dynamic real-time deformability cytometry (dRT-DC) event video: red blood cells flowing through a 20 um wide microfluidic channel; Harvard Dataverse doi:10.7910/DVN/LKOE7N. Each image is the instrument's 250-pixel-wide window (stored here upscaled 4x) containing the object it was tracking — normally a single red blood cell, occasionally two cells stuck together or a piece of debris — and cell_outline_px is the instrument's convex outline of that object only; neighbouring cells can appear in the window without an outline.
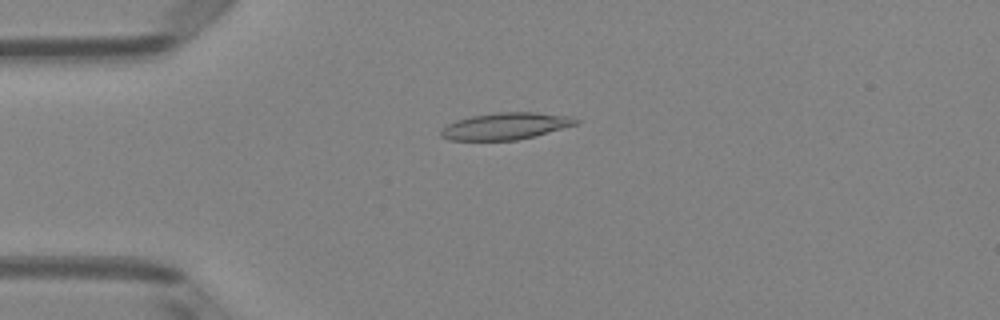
{"species": "Egyptian fruit bat (a non-hibernating species)", "species_latin": "Rousettus aegyptiacus", "temperature_condition": "room temperature", "stored_images_in_passage": 50, "camera_frame_rate_fps": 3000, "um_per_image_px": 0.085, "animal": {"sex": "female"}, "frame": {"image": 1, "passage_image": 12, "time_ms": 3.667, "image_size_px": [1000, 320], "cell_outline_px": [[580, 120], [576, 124], [536, 136], [516, 140], [448, 140], [440, 136], [440, 128], [456, 120], [472, 116], [496, 112], [536, 112], [572, 116]], "centroid_in_image_um": [42.96, 10.71], "position_along_channel_um": 42.0, "area_um2": 21.21}}
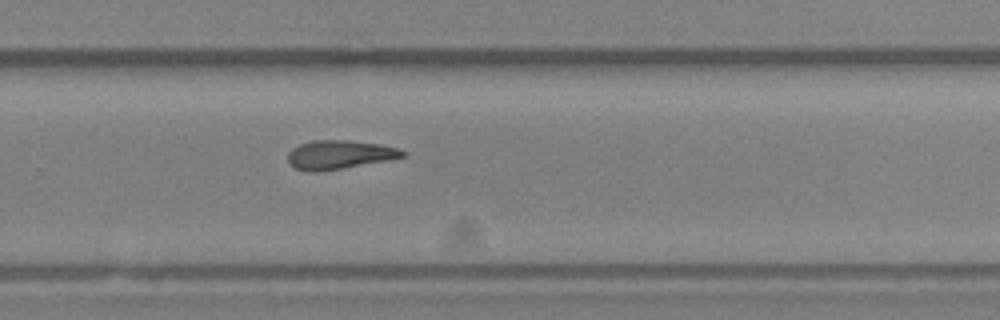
{"frame": {"image": 2, "passage_image": 33, "time_ms": 10.667, "image_size_px": [1000, 320], "cell_outline_px": [[408, 152], [404, 156], [388, 160], [340, 168], [312, 172], [296, 168], [288, 164], [288, 152], [292, 148], [300, 144], [312, 140], [348, 140], [380, 144], [396, 148]], "centroid_in_image_um": [28.82, 13.13], "position_along_channel_um": 301.0, "area_um2": 19.02}}
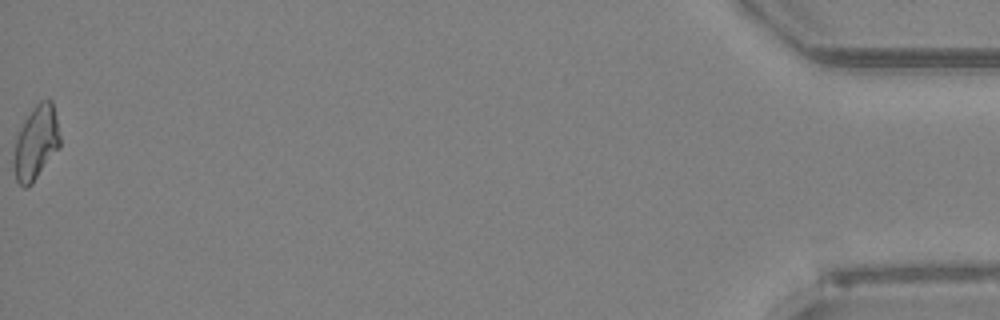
{"frame": {"image": 3, "passage_image": 50, "time_ms": 16.333, "image_size_px": [1000, 320], "cell_outline_px": [[60, 148], [32, 184], [24, 188], [16, 180], [12, 168], [12, 160], [16, 136], [24, 120], [32, 108], [40, 100], [48, 96], [52, 100], [56, 116], [60, 136]], "centroid_in_image_um": [3.05, 12.13], "position_along_channel_um": 432.1, "area_um2": 20.46}, "authors_computed_cell_mechanics": {"area_um2": 19.6809, "velocity_mm_per_s": 4.0482, "shape_relaxation_time_tau1_ms": null, "shape_relaxation_time_tau2_ms": 6.8477, "deformation_change_tau1": null, "deformation_change_tau2": 0.1793}}